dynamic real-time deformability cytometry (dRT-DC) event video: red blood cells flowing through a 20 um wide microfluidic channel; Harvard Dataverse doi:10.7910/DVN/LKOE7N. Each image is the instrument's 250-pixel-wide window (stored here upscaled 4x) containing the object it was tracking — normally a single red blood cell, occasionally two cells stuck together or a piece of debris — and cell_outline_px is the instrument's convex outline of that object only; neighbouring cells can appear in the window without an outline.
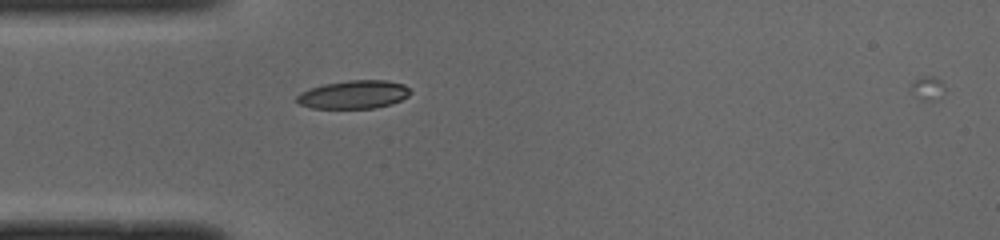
{"species": "common noctule bat (a hibernating species)", "species_latin": "Nyctalus noctula", "temperature_condition": "cold", "stored_images_in_passage": 38, "camera_frame_rate_fps": 3000, "um_per_image_px": 0.085, "animal": {"sex": "male", "body_mass_g": 19.0, "forearm_length_mm": 50.8}, "frame": {"image": 1, "passage_image": 1, "time_ms": 0.0, "image_size_px": [1000, 240], "cell_outline_px": [[412, 92], [408, 96], [392, 104], [376, 108], [312, 108], [300, 104], [296, 100], [296, 96], [300, 92], [308, 88], [324, 84], [348, 80], [388, 80], [404, 84]], "centroid_in_image_um": [30.07, 8.03], "position_along_channel_um": 54.9, "area_um2": 18.84}}
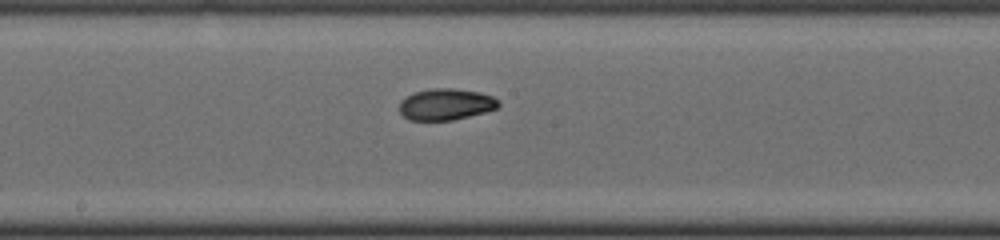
{"frame": {"image": 2, "passage_image": 13, "time_ms": 4.0, "image_size_px": [1000, 240], "cell_outline_px": [[500, 104], [496, 108], [484, 112], [452, 120], [408, 120], [400, 112], [400, 100], [412, 92], [432, 88], [452, 88], [480, 92], [492, 96], [500, 100]], "centroid_in_image_um": [37.88, 8.85], "position_along_channel_um": 210.3, "area_um2": 18.21}}
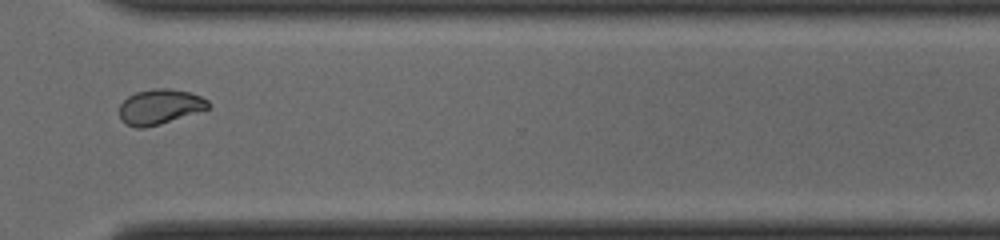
{"frame": {"image": 3, "passage_image": 24, "time_ms": 7.667, "image_size_px": [1000, 240], "cell_outline_px": [[212, 104], [208, 108], [160, 124], [144, 128], [136, 128], [120, 120], [120, 104], [128, 96], [136, 92], [152, 88], [172, 88], [188, 92], [200, 96], [208, 100]], "centroid_in_image_um": [13.57, 9.06], "position_along_channel_um": 357.0, "area_um2": 18.09}, "authors_computed_cell_mechanics": {"area_um2": 18.5538, "velocity_mm_per_s": 3.9811, "shape_relaxation_time_tau1_ms": 2.6524, "shape_relaxation_time_tau2_ms": 2.2796, "deformation_change_tau1": 0.1465, "deformation_change_tau2": 0.061}}